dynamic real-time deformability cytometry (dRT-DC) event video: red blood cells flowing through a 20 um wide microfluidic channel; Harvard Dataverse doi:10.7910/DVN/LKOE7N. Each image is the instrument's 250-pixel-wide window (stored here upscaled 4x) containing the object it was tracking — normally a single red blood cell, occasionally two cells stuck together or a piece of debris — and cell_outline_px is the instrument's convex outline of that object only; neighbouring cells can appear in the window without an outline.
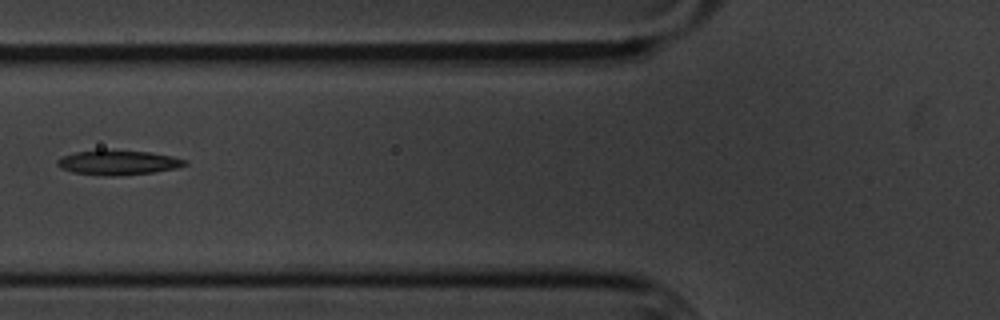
{"species": "common noctule bat (a hibernating species)", "species_latin": "Nyctalus noctula", "temperature_condition": "cold", "stored_images_in_passage": 7, "camera_frame_rate_fps": 3000, "um_per_image_px": 0.085, "animal": {"sex": "male", "body_mass_g": 20.1, "forearm_length_mm": 53.5}, "frame": {"image": 1, "passage_image": 7, "time_ms": 7.0, "image_size_px": [1000, 320], "cell_outline_px": [[188, 164], [176, 168], [152, 172], [120, 176], [108, 176], [72, 172], [60, 168], [56, 164], [56, 160], [64, 156], [76, 152], [104, 148], [112, 148], [152, 152], [172, 156], [188, 160]], "centroid_in_image_um": [10.04, 13.78], "position_along_channel_um": 115.8, "area_um2": 18.9}}